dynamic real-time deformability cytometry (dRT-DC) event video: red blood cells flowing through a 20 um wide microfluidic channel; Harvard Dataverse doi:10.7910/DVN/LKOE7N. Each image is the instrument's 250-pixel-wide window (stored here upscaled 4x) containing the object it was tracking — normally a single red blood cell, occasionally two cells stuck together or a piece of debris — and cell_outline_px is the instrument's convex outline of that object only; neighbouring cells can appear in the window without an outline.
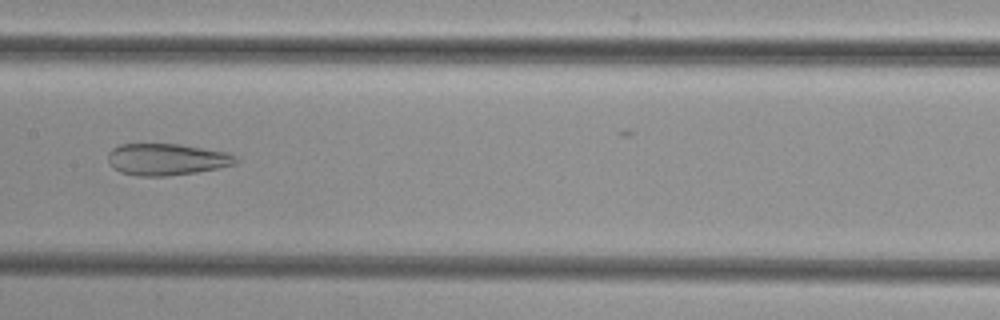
{"species": "common noctule bat (a hibernating species)", "species_latin": "Nyctalus noctula", "temperature_condition": "cold", "stored_images_in_passage": 36, "camera_frame_rate_fps": 3000, "um_per_image_px": 0.085, "animal": {"sex": "female", "body_mass_g": 29.2, "forearm_length_mm": 56.3}, "frame": {"image": 1, "passage_image": 20, "time_ms": 6.333, "image_size_px": [1000, 320], "cell_outline_px": [[240, 160], [236, 164], [196, 172], [168, 176], [140, 176], [120, 172], [112, 168], [108, 164], [108, 152], [112, 148], [120, 144], [180, 144], [228, 152], [236, 156]], "centroid_in_image_um": [14.16, 13.54], "position_along_channel_um": 193.2, "area_um2": 23.81}}
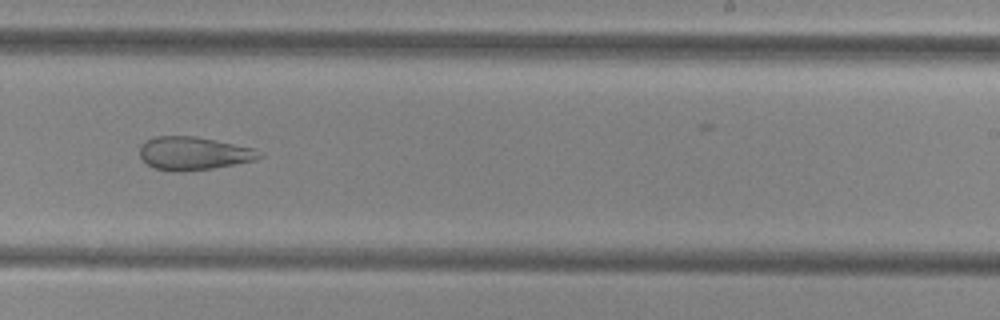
{"frame": {"image": 2, "passage_image": 26, "time_ms": 8.333, "image_size_px": [1000, 320], "cell_outline_px": [[264, 156], [256, 160], [212, 168], [176, 172], [172, 172], [156, 168], [148, 164], [140, 156], [140, 144], [152, 136], [196, 136], [256, 148]], "centroid_in_image_um": [16.47, 13.02], "position_along_channel_um": 272.5, "area_um2": 23.24}}
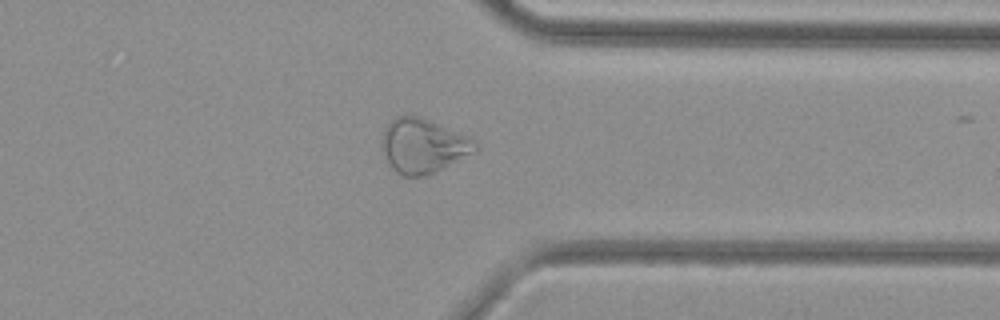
{"frame": {"image": 3, "passage_image": 34, "time_ms": 11.0, "image_size_px": [1000, 320], "cell_outline_px": [[480, 144], [476, 152], [424, 176], [404, 176], [396, 172], [392, 168], [380, 148], [380, 140], [384, 128], [396, 116], [420, 116], [468, 136], [476, 140]], "centroid_in_image_um": [35.96, 12.38], "position_along_channel_um": 375.4, "area_um2": 29.65}}